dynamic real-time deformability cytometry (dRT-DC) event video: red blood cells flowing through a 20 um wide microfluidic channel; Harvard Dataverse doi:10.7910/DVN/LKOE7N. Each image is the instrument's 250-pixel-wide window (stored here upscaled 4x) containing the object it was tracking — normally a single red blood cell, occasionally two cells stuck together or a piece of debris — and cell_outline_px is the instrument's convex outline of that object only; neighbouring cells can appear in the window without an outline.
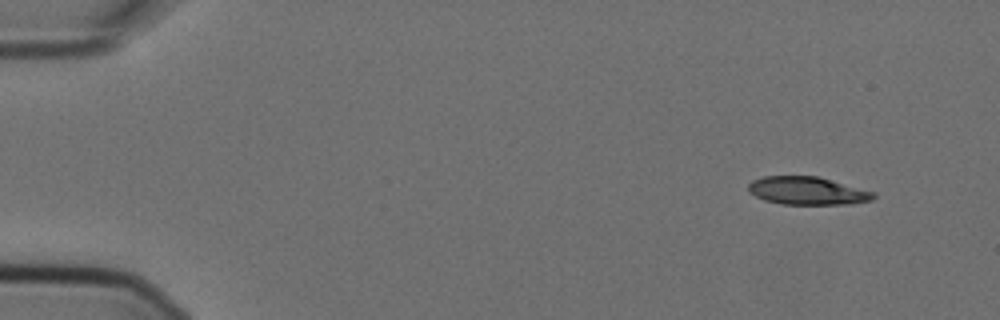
{"species": "Egyptian fruit bat (a non-hibernating species)", "species_latin": "Rousettus aegyptiacus", "temperature_condition": "cold", "stored_images_in_passage": 7, "camera_frame_rate_fps": 3000, "um_per_image_px": 0.085, "animal": {"sex": "female"}, "frame": {"image": 1, "passage_image": 1, "time_ms": 0.0, "image_size_px": [1000, 320], "cell_outline_px": [[876, 196], [872, 200], [852, 204], [784, 204], [764, 200], [748, 192], [748, 184], [752, 180], [764, 176], [816, 176], [876, 192]], "centroid_in_image_um": [68.63, 16.22], "position_along_channel_um": 16.4, "area_um2": 20.4}}
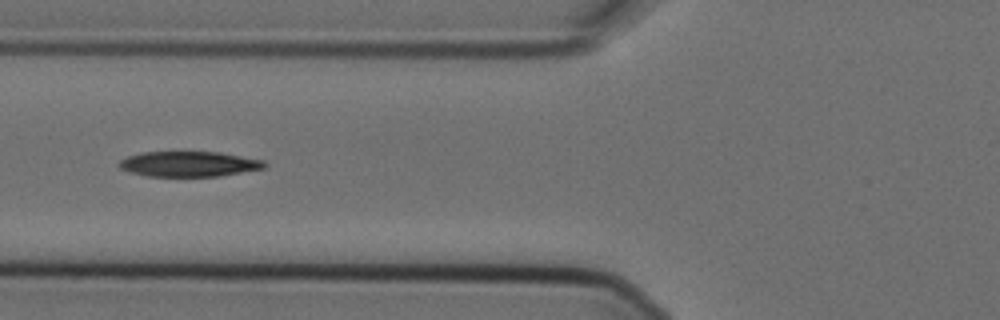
{"frame": {"image": 2, "passage_image": 5, "time_ms": 1.333, "image_size_px": [1000, 320], "cell_outline_px": [[268, 164], [264, 168], [220, 176], [148, 176], [132, 172], [120, 168], [116, 164], [120, 160], [128, 156], [140, 152], [220, 152], [264, 160]], "centroid_in_image_um": [16.06, 13.93], "position_along_channel_um": 109.7, "area_um2": 21.39}}
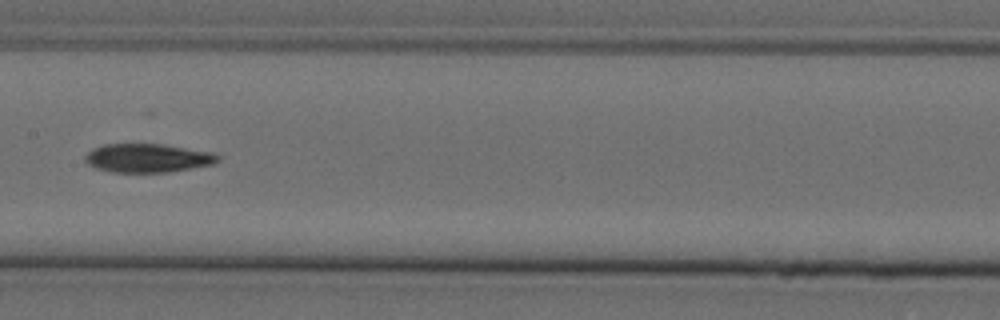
{"frame": {"image": 3, "passage_image": 7, "time_ms": 2.0, "image_size_px": [1000, 320], "cell_outline_px": [[220, 160], [216, 164], [168, 172], [112, 172], [96, 168], [88, 164], [84, 160], [84, 156], [92, 148], [104, 144], [164, 144], [216, 152], [220, 156]], "centroid_in_image_um": [12.6, 13.43], "position_along_channel_um": 194.8, "area_um2": 22.54}}